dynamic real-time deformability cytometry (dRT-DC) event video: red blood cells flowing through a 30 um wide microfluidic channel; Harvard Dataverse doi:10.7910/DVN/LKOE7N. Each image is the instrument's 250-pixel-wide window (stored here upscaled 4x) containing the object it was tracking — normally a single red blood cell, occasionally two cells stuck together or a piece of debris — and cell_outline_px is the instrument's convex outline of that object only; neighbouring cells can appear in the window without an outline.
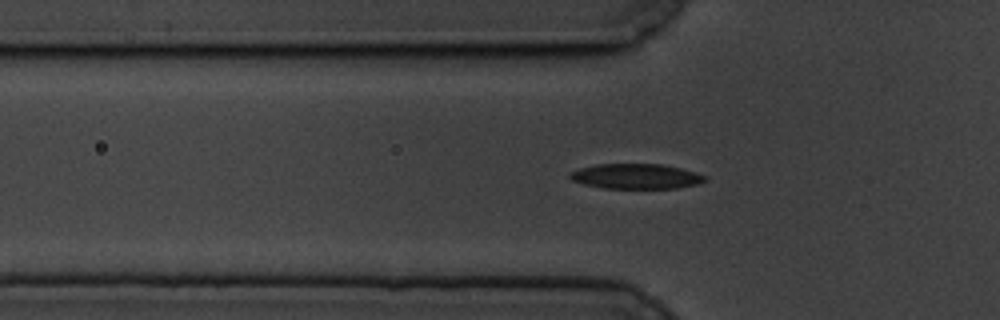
{"species": "common noctule bat (a hibernating species)", "species_latin": "Nyctalus noctula", "temperature_condition": "cold", "stored_images_in_passage": 55, "camera_frame_rate_fps": 3000, "um_per_image_px": 0.085, "animal": {"sex": "male", "body_mass_g": 19.5, "forearm_length_mm": 54.6}, "frame": {"image": 1, "passage_image": 19, "time_ms": 6.0, "image_size_px": [1000, 320], "cell_outline_px": [[708, 180], [700, 184], [676, 188], [604, 188], [584, 184], [572, 180], [568, 176], [572, 172], [580, 168], [596, 164], [660, 164], [680, 168], [696, 172], [704, 176]], "centroid_in_image_um": [54.09, 14.99], "position_along_channel_um": 71.7, "area_um2": 19.65}}
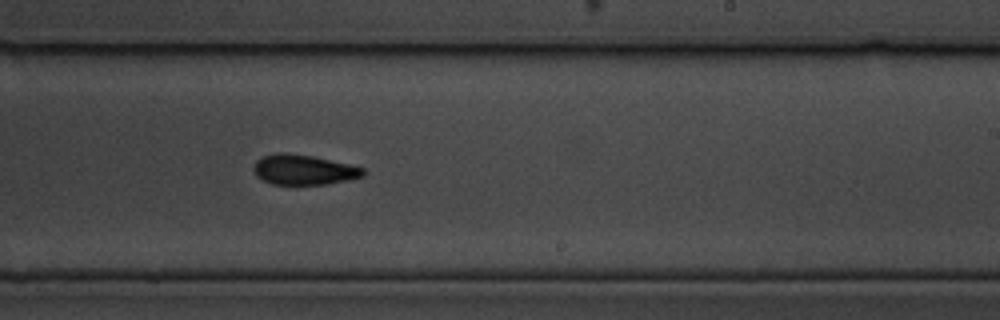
{"frame": {"image": 2, "passage_image": 36, "time_ms": 11.667, "image_size_px": [1000, 320], "cell_outline_px": [[368, 172], [364, 176], [348, 180], [328, 184], [272, 184], [256, 176], [252, 168], [256, 160], [264, 156], [276, 152], [284, 152], [312, 156], [348, 164], [364, 168]], "centroid_in_image_um": [25.82, 14.42], "position_along_channel_um": 263.2, "area_um2": 19.25}}
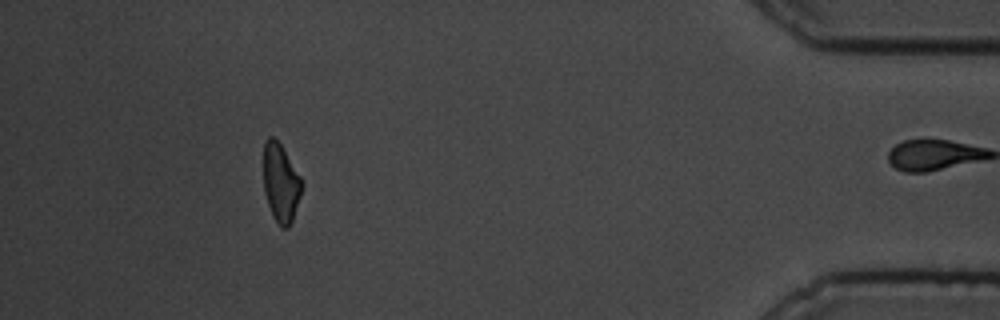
{"frame": {"image": 3, "passage_image": 54, "time_ms": 17.667, "image_size_px": [1000, 320], "cell_outline_px": [[304, 184], [292, 220], [288, 228], [280, 228], [272, 216], [264, 192], [264, 140], [268, 136], [272, 136], [280, 144], [300, 176]], "centroid_in_image_um": [23.86, 15.57], "position_along_channel_um": 411.3, "area_um2": 17.46}, "authors_computed_cell_mechanics": {"area_um2": 19.2474, "velocity_mm_per_s": 3.3768, "shape_relaxation_time_tau1_ms": 2.9628, "shape_relaxation_time_tau2_ms": 6.8456, "deformation_change_tau1": 0.1207, "deformation_change_tau2": 0.1434}}